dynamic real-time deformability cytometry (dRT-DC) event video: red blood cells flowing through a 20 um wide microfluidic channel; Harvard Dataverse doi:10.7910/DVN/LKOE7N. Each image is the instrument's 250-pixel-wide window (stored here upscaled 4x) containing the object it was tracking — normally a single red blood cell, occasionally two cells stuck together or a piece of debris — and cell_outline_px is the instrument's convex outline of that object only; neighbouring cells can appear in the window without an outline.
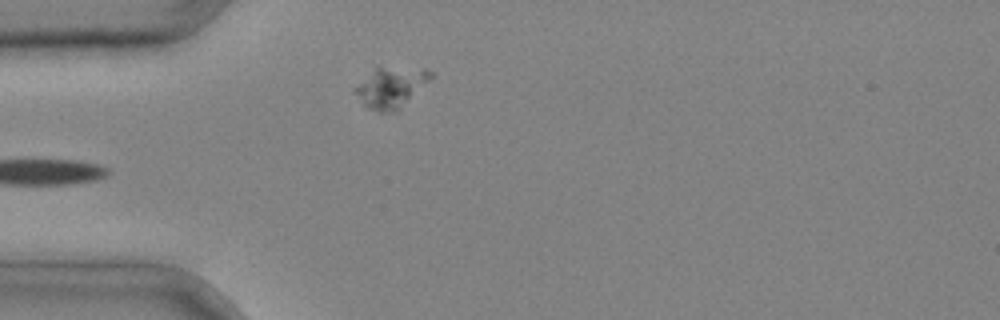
{"species": "common noctule bat (a hibernating species)", "species_latin": "Nyctalus noctula", "temperature_condition": "cold", "stored_images_in_passage": 3, "camera_frame_rate_fps": 3000, "um_per_image_px": 0.085, "animal": {"sex": "male", "body_mass_g": 20.4}, "frame": {"image": 1, "passage_image": 3, "time_ms": 0.667, "image_size_px": [1000, 320], "cell_outline_px": [[436, 76], [396, 112], [380, 112], [364, 104], [352, 88], [376, 68], [424, 68], [432, 72]], "centroid_in_image_um": [33.3, 7.42], "position_along_channel_um": 51.7, "area_um2": 17.63}}